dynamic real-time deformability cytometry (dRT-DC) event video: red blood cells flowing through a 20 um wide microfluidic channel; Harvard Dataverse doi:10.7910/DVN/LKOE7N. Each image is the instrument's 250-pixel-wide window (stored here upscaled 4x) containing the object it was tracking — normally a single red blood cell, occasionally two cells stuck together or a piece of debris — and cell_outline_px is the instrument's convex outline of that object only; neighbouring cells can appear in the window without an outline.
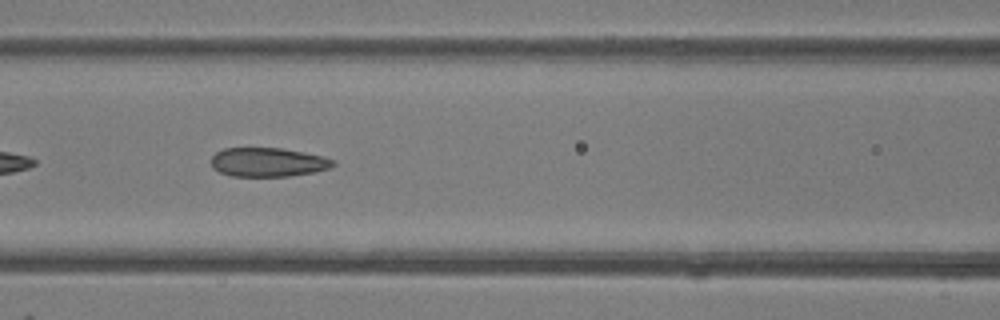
{"species": "common noctule bat (a hibernating species)", "species_latin": "Nyctalus noctula", "temperature_condition": "room temperature", "stored_images_in_passage": 24, "camera_frame_rate_fps": 3000, "um_per_image_px": 0.085, "animal": {"sex": "female"}, "frame": {"image": 1, "passage_image": 21, "time_ms": 6.667, "image_size_px": [1000, 320], "cell_outline_px": [[336, 164], [332, 168], [316, 172], [288, 176], [232, 176], [220, 172], [212, 168], [212, 156], [216, 152], [224, 148], [284, 148], [324, 156], [336, 160]], "centroid_in_image_um": [22.84, 13.78], "position_along_channel_um": 143.8, "area_um2": 20.87}}